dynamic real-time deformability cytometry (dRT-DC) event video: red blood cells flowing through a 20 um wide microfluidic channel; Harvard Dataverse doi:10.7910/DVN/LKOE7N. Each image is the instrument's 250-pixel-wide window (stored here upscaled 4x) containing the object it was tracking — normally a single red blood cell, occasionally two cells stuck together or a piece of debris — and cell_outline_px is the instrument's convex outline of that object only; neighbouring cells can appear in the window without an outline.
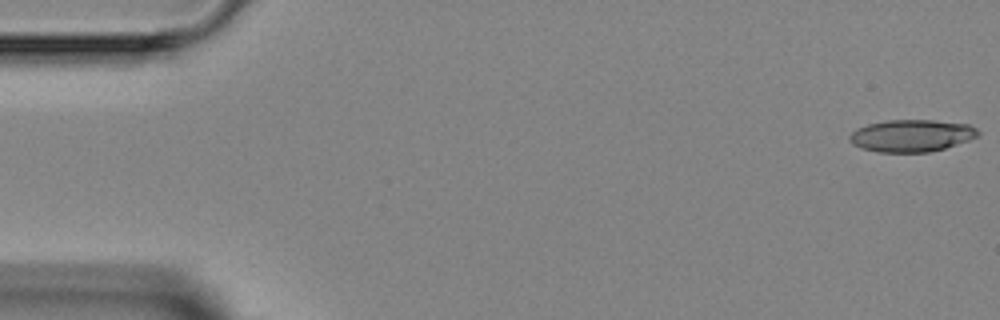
{"species": "Egyptian fruit bat (a non-hibernating species)", "species_latin": "Rousettus aegyptiacus", "temperature_condition": "room temperature", "stored_images_in_passage": 4, "camera_frame_rate_fps": 3000, "um_per_image_px": 0.085, "animal": {"sex": "female"}, "frame": {"image": 1, "passage_image": 1, "time_ms": 0.0, "image_size_px": [1000, 320], "cell_outline_px": [[980, 136], [944, 148], [928, 152], [876, 152], [860, 148], [852, 144], [848, 140], [848, 136], [856, 128], [868, 124], [888, 120], [932, 120], [968, 124], [976, 128], [980, 132]], "centroid_in_image_um": [77.45, 11.53], "position_along_channel_um": 7.6, "area_um2": 24.16}}
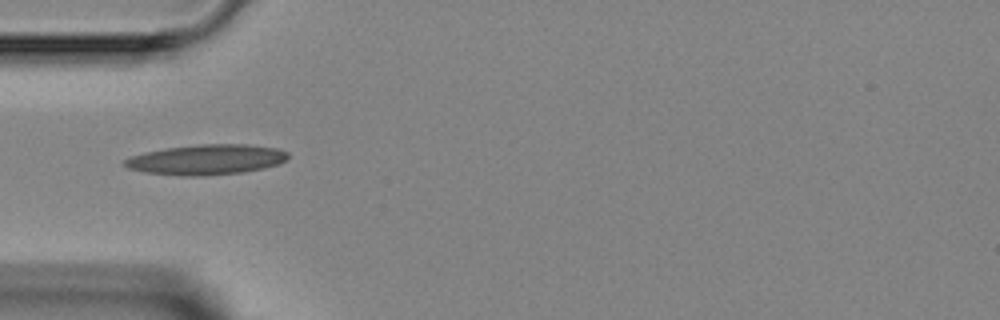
{"frame": {"image": 2, "passage_image": 4, "time_ms": 4.667, "image_size_px": [1000, 320], "cell_outline_px": [[288, 160], [280, 164], [264, 168], [244, 172], [204, 176], [180, 176], [144, 172], [128, 168], [120, 164], [124, 160], [132, 156], [144, 152], [164, 148], [200, 144], [248, 144], [280, 148], [288, 152]], "centroid_in_image_um": [17.57, 13.57], "position_along_channel_um": 67.4, "area_um2": 29.25}}